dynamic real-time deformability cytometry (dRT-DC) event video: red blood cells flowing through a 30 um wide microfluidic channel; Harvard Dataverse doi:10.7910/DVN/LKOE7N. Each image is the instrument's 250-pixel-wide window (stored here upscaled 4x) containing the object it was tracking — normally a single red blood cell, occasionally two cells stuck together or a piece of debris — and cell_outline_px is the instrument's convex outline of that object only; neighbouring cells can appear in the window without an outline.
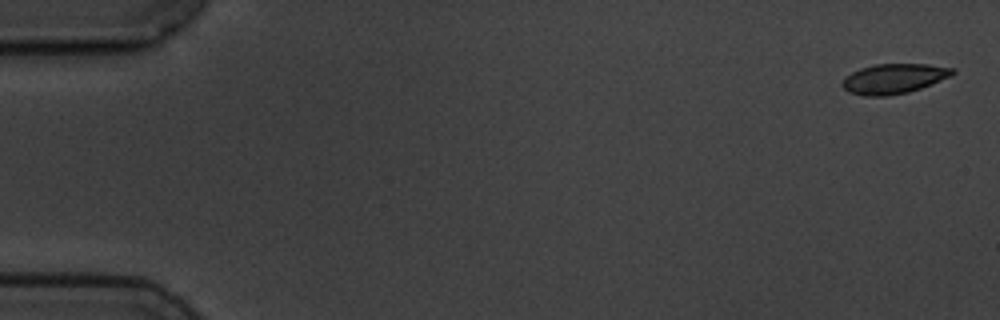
{"species": "common noctule bat (a hibernating species)", "species_latin": "Nyctalus noctula", "temperature_condition": "cold", "stored_images_in_passage": 5, "camera_frame_rate_fps": 3000, "um_per_image_px": 0.085, "animal": {"sex": "male", "body_mass_g": 19.5, "forearm_length_mm": 54.6}, "frame": {"image": 1, "passage_image": 1, "time_ms": 0.0, "image_size_px": [1000, 320], "cell_outline_px": [[956, 72], [952, 76], [920, 88], [908, 92], [884, 96], [864, 96], [848, 92], [840, 84], [852, 72], [860, 68], [876, 64], [928, 64], [956, 68]], "centroid_in_image_um": [76.01, 6.68], "position_along_channel_um": 9.0, "area_um2": 19.19}}
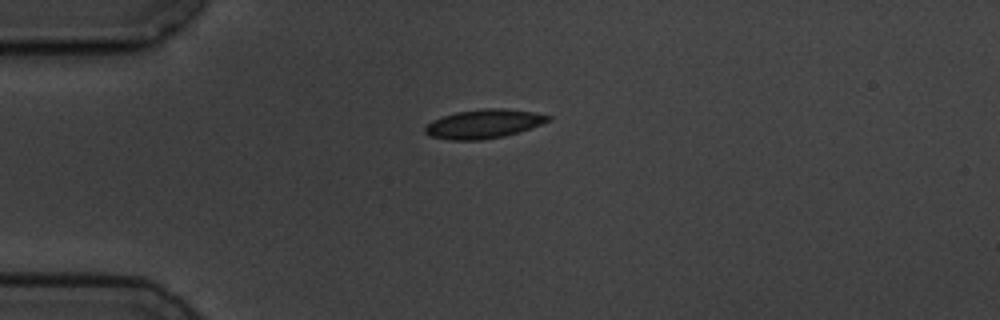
{"frame": {"image": 2, "passage_image": 5, "time_ms": 4.333, "image_size_px": [1000, 320], "cell_outline_px": [[552, 120], [504, 136], [480, 140], [452, 140], [428, 136], [424, 132], [424, 128], [432, 120], [456, 112], [484, 108], [504, 108], [536, 112], [552, 116]], "centroid_in_image_um": [41.11, 10.52], "position_along_channel_um": 43.9, "area_um2": 20.69}}